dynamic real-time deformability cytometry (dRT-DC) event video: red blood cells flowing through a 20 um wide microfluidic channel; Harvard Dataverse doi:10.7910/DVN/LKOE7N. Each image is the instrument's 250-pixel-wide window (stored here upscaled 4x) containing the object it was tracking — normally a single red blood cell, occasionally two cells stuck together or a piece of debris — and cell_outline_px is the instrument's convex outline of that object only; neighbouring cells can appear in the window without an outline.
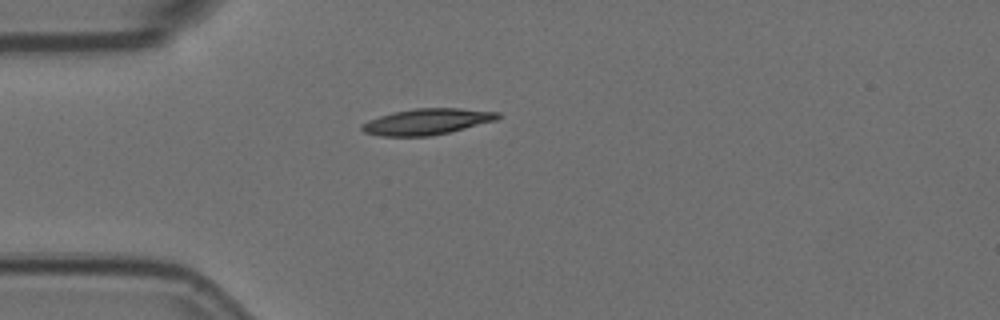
{"species": "Egyptian fruit bat (a non-hibernating species)", "species_latin": "Rousettus aegyptiacus", "temperature_condition": "room temperature", "stored_images_in_passage": 1, "camera_frame_rate_fps": 3000, "um_per_image_px": 0.085, "animal": {"sex": "female"}, "frame": {"image": 1, "passage_image": 1, "time_ms": 0.0, "image_size_px": [1000, 320], "cell_outline_px": [[500, 116], [496, 120], [448, 132], [428, 136], [380, 136], [364, 132], [360, 128], [360, 124], [368, 120], [392, 112], [416, 108], [460, 108], [500, 112]], "centroid_in_image_um": [36.25, 10.33], "position_along_channel_um": 48.7, "area_um2": 20.52}}